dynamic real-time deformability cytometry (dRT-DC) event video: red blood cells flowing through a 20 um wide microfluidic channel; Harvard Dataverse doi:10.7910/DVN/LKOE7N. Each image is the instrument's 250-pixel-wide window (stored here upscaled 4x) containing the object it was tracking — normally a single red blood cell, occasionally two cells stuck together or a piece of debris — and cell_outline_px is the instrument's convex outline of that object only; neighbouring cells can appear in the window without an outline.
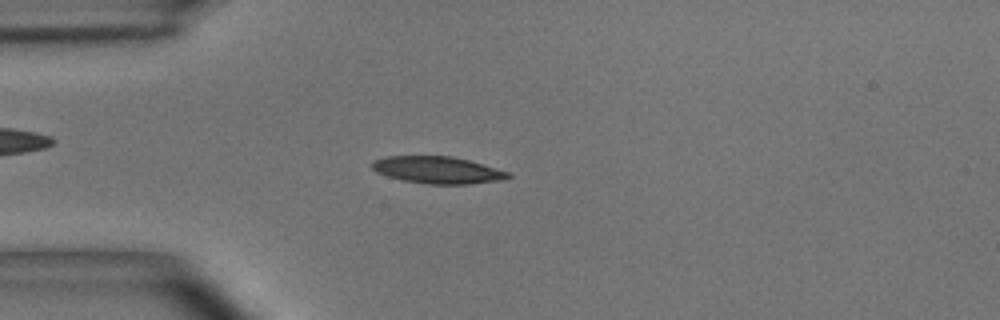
{"species": "common noctule bat (a hibernating species)", "species_latin": "Nyctalus noctula", "temperature_condition": "room temperature", "stored_images_in_passage": 55, "camera_frame_rate_fps": 3000, "um_per_image_px": 0.085, "animal": {"sex": "male", "body_mass_g": 15.6}, "frame": {"image": 1, "passage_image": 14, "time_ms": 4.333, "image_size_px": [1000, 320], "cell_outline_px": [[512, 176], [504, 180], [468, 184], [424, 184], [404, 180], [388, 176], [376, 172], [372, 168], [372, 160], [388, 156], [452, 156], [468, 160], [508, 172]], "centroid_in_image_um": [37.18, 14.45], "position_along_channel_um": 47.8, "area_um2": 21.33}}
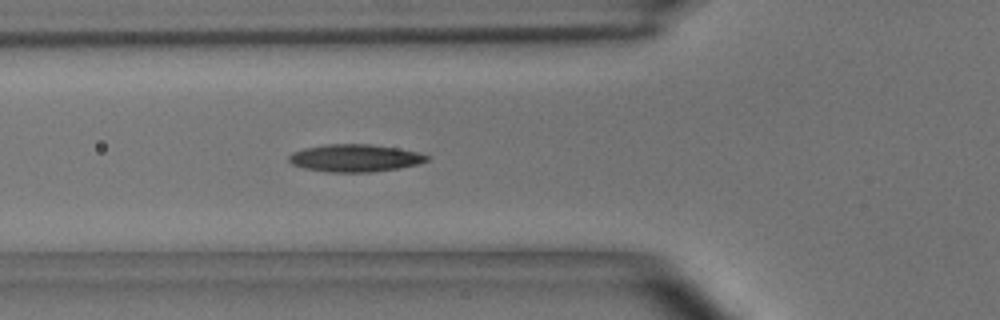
{"frame": {"image": 2, "passage_image": 19, "time_ms": 6.0, "image_size_px": [1000, 320], "cell_outline_px": [[428, 160], [420, 164], [400, 168], [368, 172], [328, 172], [304, 168], [292, 164], [288, 160], [288, 156], [292, 152], [304, 148], [328, 144], [368, 144], [396, 148], [416, 152], [428, 156]], "centroid_in_image_um": [30.14, 13.44], "position_along_channel_um": 95.7, "area_um2": 21.96}}
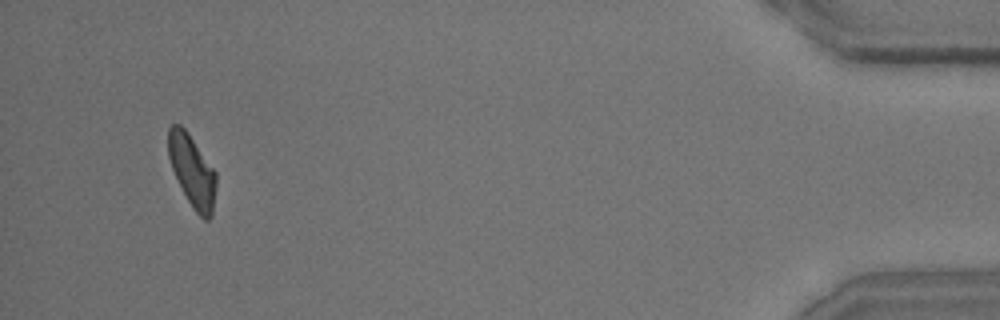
{"frame": {"image": 3, "passage_image": 52, "time_ms": 17.0, "image_size_px": [1000, 320], "cell_outline_px": [[216, 184], [212, 216], [208, 220], [204, 220], [196, 212], [188, 200], [172, 168], [168, 156], [168, 128], [172, 124], [180, 124], [188, 132], [216, 172]], "centroid_in_image_um": [16.34, 14.51], "position_along_channel_um": 418.9, "area_um2": 19.83}, "authors_computed_cell_mechanics": {"area_um2": 20.8658, "velocity_mm_per_s": 3.6104, "shape_relaxation_time_tau1_ms": 8.4395, "shape_relaxation_time_tau2_ms": 4.2976, "deformation_change_tau1": 0.1972, "deformation_change_tau2": 0.1168}}